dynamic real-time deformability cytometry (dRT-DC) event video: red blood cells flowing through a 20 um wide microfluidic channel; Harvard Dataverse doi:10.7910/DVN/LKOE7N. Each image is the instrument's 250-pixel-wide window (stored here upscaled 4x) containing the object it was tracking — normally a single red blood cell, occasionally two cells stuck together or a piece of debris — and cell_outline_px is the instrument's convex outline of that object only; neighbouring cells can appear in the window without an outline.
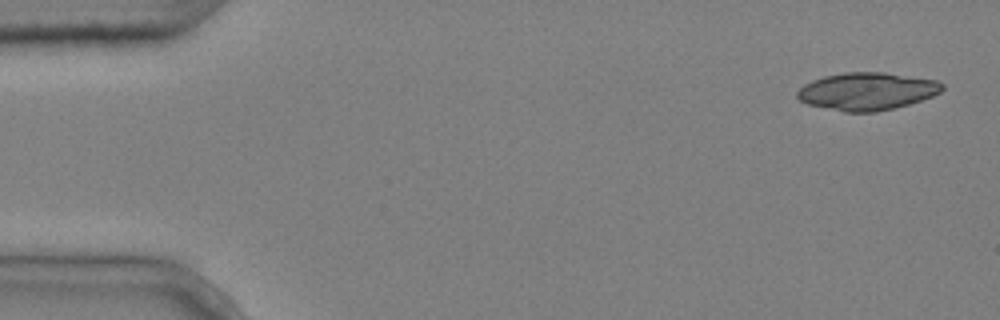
{"species": "common noctule bat (a hibernating species)", "species_latin": "Nyctalus noctula", "temperature_condition": "cold", "stored_images_in_passage": 5, "camera_frame_rate_fps": 3000, "um_per_image_px": 0.085, "animal": {"sex": "male", "body_mass_g": 20.4}, "frame": {"image": 1, "passage_image": 1, "time_ms": 0.0, "image_size_px": [1000, 320], "cell_outline_px": [[944, 88], [940, 92], [932, 96], [908, 104], [876, 112], [844, 112], [808, 104], [800, 100], [796, 96], [796, 92], [804, 84], [812, 80], [824, 76], [844, 72], [884, 72], [936, 80], [944, 84]], "centroid_in_image_um": [73.68, 7.75], "position_along_channel_um": 11.3, "area_um2": 31.67}}